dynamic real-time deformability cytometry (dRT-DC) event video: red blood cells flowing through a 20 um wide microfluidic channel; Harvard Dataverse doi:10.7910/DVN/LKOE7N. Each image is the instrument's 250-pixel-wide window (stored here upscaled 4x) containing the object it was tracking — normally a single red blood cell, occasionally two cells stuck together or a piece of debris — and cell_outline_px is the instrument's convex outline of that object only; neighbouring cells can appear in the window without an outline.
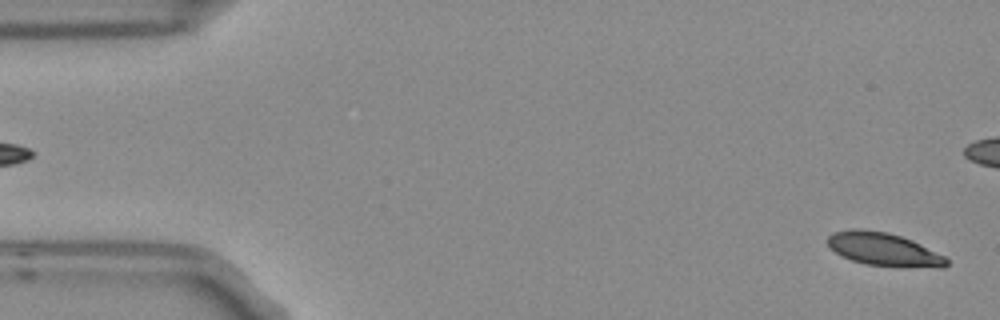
{"species": "Egyptian fruit bat (a non-hibernating species)", "species_latin": "Rousettus aegyptiacus", "temperature_condition": "room temperature", "stored_images_in_passage": 5, "camera_frame_rate_fps": 3000, "um_per_image_px": 0.085, "frame": {"image": 1, "passage_image": 5, "time_ms": 1.333, "image_size_px": [1000, 320], "cell_outline_px": [[948, 264], [944, 268], [904, 268], [864, 264], [852, 260], [836, 252], [828, 244], [828, 236], [836, 232], [848, 228], [860, 228], [888, 232], [912, 240], [944, 256], [948, 260]], "centroid_in_image_um": [75.16, 21.21], "position_along_channel_um": 9.8, "area_um2": 23.18}}